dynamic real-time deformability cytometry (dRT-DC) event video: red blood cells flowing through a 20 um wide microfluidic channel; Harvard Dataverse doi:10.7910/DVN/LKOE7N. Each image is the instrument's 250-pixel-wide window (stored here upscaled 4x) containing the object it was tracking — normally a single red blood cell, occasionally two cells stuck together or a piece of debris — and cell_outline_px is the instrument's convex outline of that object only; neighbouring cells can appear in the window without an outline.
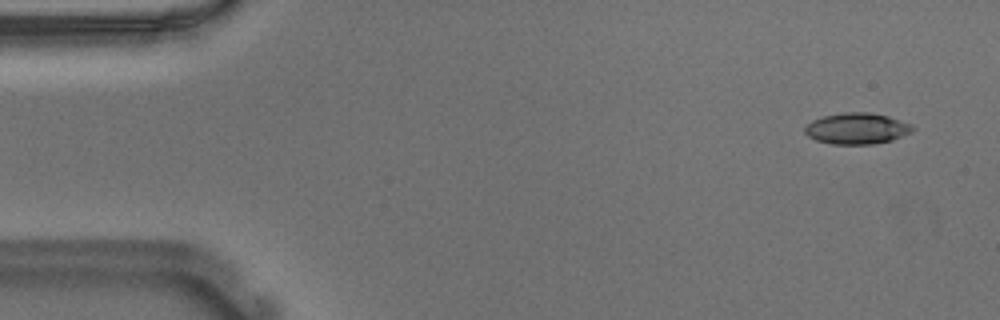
{"species": "Egyptian fruit bat (a non-hibernating species)", "species_latin": "Rousettus aegyptiacus", "temperature_condition": "warm", "stored_images_in_passage": 53, "camera_frame_rate_fps": 3000, "um_per_image_px": 0.085, "animal": {"sex": "male"}, "frame": {"image": 1, "passage_image": 2, "time_ms": 0.333, "image_size_px": [1000, 320], "cell_outline_px": [[916, 128], [912, 132], [892, 140], [872, 144], [832, 144], [816, 140], [808, 136], [804, 132], [804, 128], [812, 120], [824, 116], [844, 112], [868, 112], [888, 116], [912, 124]], "centroid_in_image_um": [72.85, 10.92], "position_along_channel_um": 12.1, "area_um2": 19.59}}
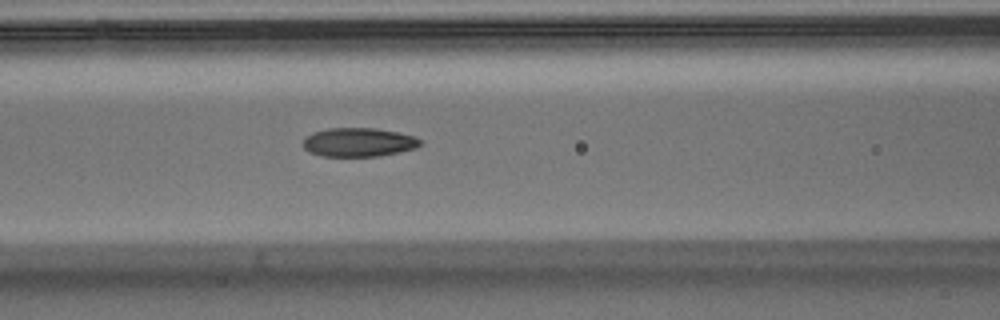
{"frame": {"image": 2, "passage_image": 21, "time_ms": 6.667, "image_size_px": [1000, 320], "cell_outline_px": [[420, 144], [416, 148], [400, 152], [380, 156], [320, 156], [308, 152], [304, 148], [304, 140], [312, 132], [328, 128], [372, 128], [396, 132], [416, 136], [420, 140]], "centroid_in_image_um": [30.48, 12.1], "position_along_channel_um": 136.1, "area_um2": 19.65}}
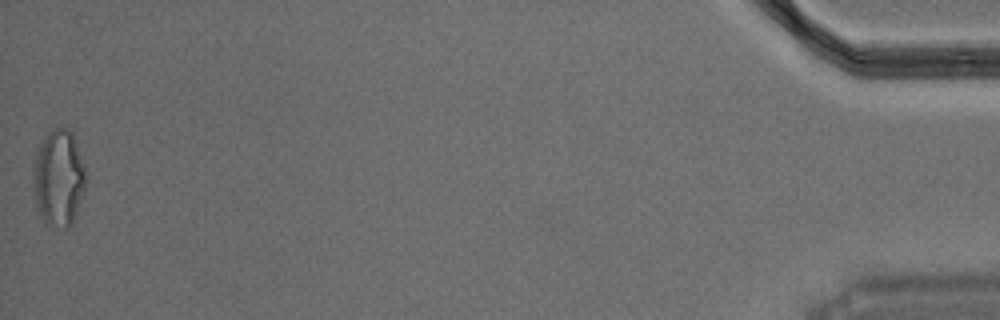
{"frame": {"image": 3, "passage_image": 53, "time_ms": 17.333, "image_size_px": [1000, 320], "cell_outline_px": [[88, 180], [76, 216], [72, 224], [68, 228], [60, 228], [48, 224], [44, 220], [36, 208], [36, 152], [44, 136], [48, 132], [56, 128], [68, 128], [72, 132], [84, 164]], "centroid_in_image_um": [5.06, 15.14], "position_along_channel_um": 430.1, "area_um2": 29.25}, "authors_computed_cell_mechanics": {"area_um2": 19.941, "velocity_mm_per_s": 3.6847, "shape_relaxation_time_tau1_ms": null, "shape_relaxation_time_tau2_ms": 2.4549, "deformation_change_tau1": null, "deformation_change_tau2": 0.0953}}